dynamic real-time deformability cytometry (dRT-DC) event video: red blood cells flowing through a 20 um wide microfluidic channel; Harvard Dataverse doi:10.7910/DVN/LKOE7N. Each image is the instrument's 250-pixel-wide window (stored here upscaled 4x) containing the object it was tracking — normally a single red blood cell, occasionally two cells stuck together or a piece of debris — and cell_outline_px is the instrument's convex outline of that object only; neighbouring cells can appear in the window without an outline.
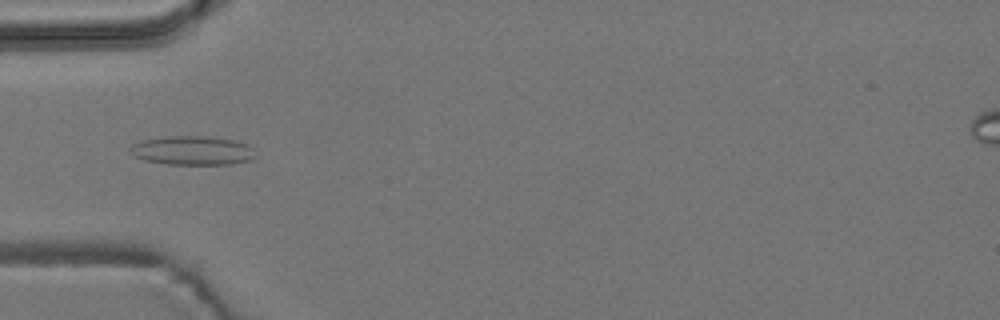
{"species": "common noctule bat (a hibernating species)", "species_latin": "Nyctalus noctula", "temperature_condition": "room temperature", "stored_images_in_passage": 7, "camera_frame_rate_fps": 3000, "um_per_image_px": 0.085, "animal": {"sex": "male", "body_mass_g": 19.2, "forearm_length_mm": 51.8}, "frame": {"image": 1, "passage_image": 4, "time_ms": 1.0, "image_size_px": [1000, 320], "cell_outline_px": [[256, 156], [252, 160], [232, 164], [168, 164], [144, 160], [132, 156], [128, 148], [132, 144], [144, 140], [168, 136], [204, 136], [236, 140], [248, 144], [252, 148]], "centroid_in_image_um": [16.36, 12.79], "position_along_channel_um": 68.6, "area_um2": 21.33}}
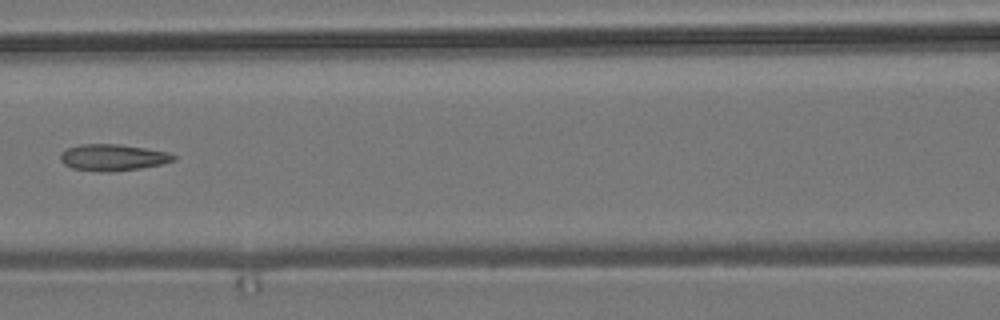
{"frame": {"image": 2, "passage_image": 6, "time_ms": 1.667, "image_size_px": [1000, 320], "cell_outline_px": [[176, 160], [160, 164], [140, 168], [108, 172], [100, 172], [72, 168], [64, 164], [60, 160], [60, 152], [68, 148], [80, 144], [120, 144], [168, 152], [176, 156]], "centroid_in_image_um": [9.57, 13.38], "position_along_channel_um": 157.0, "area_um2": 17.46}}
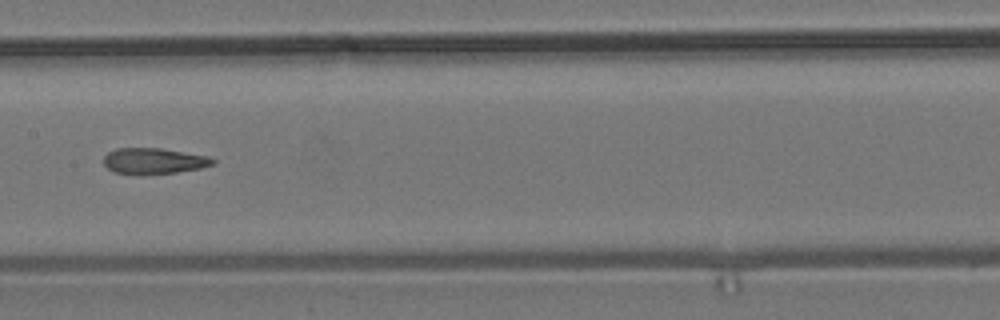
{"frame": {"image": 3, "passage_image": 7, "time_ms": 2.0, "image_size_px": [1000, 320], "cell_outline_px": [[216, 164], [200, 168], [176, 172], [140, 176], [116, 172], [108, 168], [104, 164], [104, 156], [108, 152], [116, 148], [160, 148], [208, 156], [216, 160]], "centroid_in_image_um": [13.07, 13.69], "position_along_channel_um": 194.3, "area_um2": 16.7}}